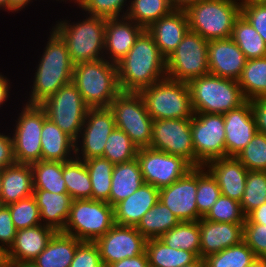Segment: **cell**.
I'll use <instances>...</instances> for the list:
<instances>
[{"label":"cell","mask_w":266,"mask_h":267,"mask_svg":"<svg viewBox=\"0 0 266 267\" xmlns=\"http://www.w3.org/2000/svg\"><path fill=\"white\" fill-rule=\"evenodd\" d=\"M239 0H199L185 9L189 30L207 41L231 37L241 15Z\"/></svg>","instance_id":"cell-5"},{"label":"cell","mask_w":266,"mask_h":267,"mask_svg":"<svg viewBox=\"0 0 266 267\" xmlns=\"http://www.w3.org/2000/svg\"><path fill=\"white\" fill-rule=\"evenodd\" d=\"M85 17L82 21L72 23L66 19L58 20L52 26L65 42L74 65L104 59L106 19L88 14Z\"/></svg>","instance_id":"cell-3"},{"label":"cell","mask_w":266,"mask_h":267,"mask_svg":"<svg viewBox=\"0 0 266 267\" xmlns=\"http://www.w3.org/2000/svg\"><path fill=\"white\" fill-rule=\"evenodd\" d=\"M236 158L248 171H266V135L257 132Z\"/></svg>","instance_id":"cell-45"},{"label":"cell","mask_w":266,"mask_h":267,"mask_svg":"<svg viewBox=\"0 0 266 267\" xmlns=\"http://www.w3.org/2000/svg\"><path fill=\"white\" fill-rule=\"evenodd\" d=\"M118 84L122 92H139L166 75V58L152 36L144 30L127 55L117 63Z\"/></svg>","instance_id":"cell-1"},{"label":"cell","mask_w":266,"mask_h":267,"mask_svg":"<svg viewBox=\"0 0 266 267\" xmlns=\"http://www.w3.org/2000/svg\"><path fill=\"white\" fill-rule=\"evenodd\" d=\"M237 81L247 101L266 97V57L247 60Z\"/></svg>","instance_id":"cell-36"},{"label":"cell","mask_w":266,"mask_h":267,"mask_svg":"<svg viewBox=\"0 0 266 267\" xmlns=\"http://www.w3.org/2000/svg\"><path fill=\"white\" fill-rule=\"evenodd\" d=\"M0 267H17V264L6 260Z\"/></svg>","instance_id":"cell-65"},{"label":"cell","mask_w":266,"mask_h":267,"mask_svg":"<svg viewBox=\"0 0 266 267\" xmlns=\"http://www.w3.org/2000/svg\"><path fill=\"white\" fill-rule=\"evenodd\" d=\"M63 178L72 200L91 199L92 184L83 160L74 157L63 162Z\"/></svg>","instance_id":"cell-37"},{"label":"cell","mask_w":266,"mask_h":267,"mask_svg":"<svg viewBox=\"0 0 266 267\" xmlns=\"http://www.w3.org/2000/svg\"><path fill=\"white\" fill-rule=\"evenodd\" d=\"M69 267H107L100 257L95 242L82 241L76 248L74 258Z\"/></svg>","instance_id":"cell-50"},{"label":"cell","mask_w":266,"mask_h":267,"mask_svg":"<svg viewBox=\"0 0 266 267\" xmlns=\"http://www.w3.org/2000/svg\"><path fill=\"white\" fill-rule=\"evenodd\" d=\"M145 252L149 267H182L198 258L193 252L167 246L159 238L148 239Z\"/></svg>","instance_id":"cell-32"},{"label":"cell","mask_w":266,"mask_h":267,"mask_svg":"<svg viewBox=\"0 0 266 267\" xmlns=\"http://www.w3.org/2000/svg\"><path fill=\"white\" fill-rule=\"evenodd\" d=\"M194 113L225 114L244 104L237 80L204 75L188 82Z\"/></svg>","instance_id":"cell-6"},{"label":"cell","mask_w":266,"mask_h":267,"mask_svg":"<svg viewBox=\"0 0 266 267\" xmlns=\"http://www.w3.org/2000/svg\"><path fill=\"white\" fill-rule=\"evenodd\" d=\"M223 116L226 157H236L258 132L250 100Z\"/></svg>","instance_id":"cell-19"},{"label":"cell","mask_w":266,"mask_h":267,"mask_svg":"<svg viewBox=\"0 0 266 267\" xmlns=\"http://www.w3.org/2000/svg\"><path fill=\"white\" fill-rule=\"evenodd\" d=\"M266 202V171H248L243 197L242 211L247 216Z\"/></svg>","instance_id":"cell-44"},{"label":"cell","mask_w":266,"mask_h":267,"mask_svg":"<svg viewBox=\"0 0 266 267\" xmlns=\"http://www.w3.org/2000/svg\"><path fill=\"white\" fill-rule=\"evenodd\" d=\"M116 128L124 131L140 148L150 147L153 119L147 112L139 92H120L110 103Z\"/></svg>","instance_id":"cell-9"},{"label":"cell","mask_w":266,"mask_h":267,"mask_svg":"<svg viewBox=\"0 0 266 267\" xmlns=\"http://www.w3.org/2000/svg\"><path fill=\"white\" fill-rule=\"evenodd\" d=\"M56 1H60V3H61L62 1H63V2L65 1V3H66L67 1H69V2L71 1V2H74L75 4H76V2H77V0H56Z\"/></svg>","instance_id":"cell-67"},{"label":"cell","mask_w":266,"mask_h":267,"mask_svg":"<svg viewBox=\"0 0 266 267\" xmlns=\"http://www.w3.org/2000/svg\"><path fill=\"white\" fill-rule=\"evenodd\" d=\"M243 241L257 258L266 259V225L245 222L243 224Z\"/></svg>","instance_id":"cell-49"},{"label":"cell","mask_w":266,"mask_h":267,"mask_svg":"<svg viewBox=\"0 0 266 267\" xmlns=\"http://www.w3.org/2000/svg\"><path fill=\"white\" fill-rule=\"evenodd\" d=\"M204 167L215 178L221 195L241 201L248 170L236 157L214 159L207 162Z\"/></svg>","instance_id":"cell-23"},{"label":"cell","mask_w":266,"mask_h":267,"mask_svg":"<svg viewBox=\"0 0 266 267\" xmlns=\"http://www.w3.org/2000/svg\"><path fill=\"white\" fill-rule=\"evenodd\" d=\"M108 267H149L147 254L142 253L132 258H125L109 265Z\"/></svg>","instance_id":"cell-55"},{"label":"cell","mask_w":266,"mask_h":267,"mask_svg":"<svg viewBox=\"0 0 266 267\" xmlns=\"http://www.w3.org/2000/svg\"><path fill=\"white\" fill-rule=\"evenodd\" d=\"M33 171L30 164L14 163L2 170L1 205L7 206L33 195Z\"/></svg>","instance_id":"cell-27"},{"label":"cell","mask_w":266,"mask_h":267,"mask_svg":"<svg viewBox=\"0 0 266 267\" xmlns=\"http://www.w3.org/2000/svg\"><path fill=\"white\" fill-rule=\"evenodd\" d=\"M12 132L16 163L32 164L41 160V131L47 119L40 105L24 104Z\"/></svg>","instance_id":"cell-12"},{"label":"cell","mask_w":266,"mask_h":267,"mask_svg":"<svg viewBox=\"0 0 266 267\" xmlns=\"http://www.w3.org/2000/svg\"><path fill=\"white\" fill-rule=\"evenodd\" d=\"M246 62L244 53L231 38L208 41L209 74L238 80Z\"/></svg>","instance_id":"cell-21"},{"label":"cell","mask_w":266,"mask_h":267,"mask_svg":"<svg viewBox=\"0 0 266 267\" xmlns=\"http://www.w3.org/2000/svg\"><path fill=\"white\" fill-rule=\"evenodd\" d=\"M173 10L168 0H131L129 7H126V17L146 30Z\"/></svg>","instance_id":"cell-39"},{"label":"cell","mask_w":266,"mask_h":267,"mask_svg":"<svg viewBox=\"0 0 266 267\" xmlns=\"http://www.w3.org/2000/svg\"><path fill=\"white\" fill-rule=\"evenodd\" d=\"M33 197L39 207L43 225L62 232L70 213L72 198L68 193H53L45 190H34Z\"/></svg>","instance_id":"cell-28"},{"label":"cell","mask_w":266,"mask_h":267,"mask_svg":"<svg viewBox=\"0 0 266 267\" xmlns=\"http://www.w3.org/2000/svg\"><path fill=\"white\" fill-rule=\"evenodd\" d=\"M206 267H249L256 255L244 241L204 258Z\"/></svg>","instance_id":"cell-41"},{"label":"cell","mask_w":266,"mask_h":267,"mask_svg":"<svg viewBox=\"0 0 266 267\" xmlns=\"http://www.w3.org/2000/svg\"><path fill=\"white\" fill-rule=\"evenodd\" d=\"M153 120L186 119L194 115L187 82L168 77L139 91Z\"/></svg>","instance_id":"cell-7"},{"label":"cell","mask_w":266,"mask_h":267,"mask_svg":"<svg viewBox=\"0 0 266 267\" xmlns=\"http://www.w3.org/2000/svg\"><path fill=\"white\" fill-rule=\"evenodd\" d=\"M221 195V190L211 173L204 166L197 167L196 204L198 221L205 217Z\"/></svg>","instance_id":"cell-43"},{"label":"cell","mask_w":266,"mask_h":267,"mask_svg":"<svg viewBox=\"0 0 266 267\" xmlns=\"http://www.w3.org/2000/svg\"><path fill=\"white\" fill-rule=\"evenodd\" d=\"M115 128L114 115L109 107L89 108L79 137L75 140V157L83 161L103 157L106 140Z\"/></svg>","instance_id":"cell-16"},{"label":"cell","mask_w":266,"mask_h":267,"mask_svg":"<svg viewBox=\"0 0 266 267\" xmlns=\"http://www.w3.org/2000/svg\"><path fill=\"white\" fill-rule=\"evenodd\" d=\"M16 230L31 228L42 224L39 207L32 196L7 205Z\"/></svg>","instance_id":"cell-46"},{"label":"cell","mask_w":266,"mask_h":267,"mask_svg":"<svg viewBox=\"0 0 266 267\" xmlns=\"http://www.w3.org/2000/svg\"><path fill=\"white\" fill-rule=\"evenodd\" d=\"M257 131L266 135V97L250 100Z\"/></svg>","instance_id":"cell-54"},{"label":"cell","mask_w":266,"mask_h":267,"mask_svg":"<svg viewBox=\"0 0 266 267\" xmlns=\"http://www.w3.org/2000/svg\"><path fill=\"white\" fill-rule=\"evenodd\" d=\"M159 239L171 248L193 252L200 257L199 221L179 222Z\"/></svg>","instance_id":"cell-38"},{"label":"cell","mask_w":266,"mask_h":267,"mask_svg":"<svg viewBox=\"0 0 266 267\" xmlns=\"http://www.w3.org/2000/svg\"><path fill=\"white\" fill-rule=\"evenodd\" d=\"M240 4H266V0H239Z\"/></svg>","instance_id":"cell-62"},{"label":"cell","mask_w":266,"mask_h":267,"mask_svg":"<svg viewBox=\"0 0 266 267\" xmlns=\"http://www.w3.org/2000/svg\"><path fill=\"white\" fill-rule=\"evenodd\" d=\"M15 163L11 133H0V171Z\"/></svg>","instance_id":"cell-53"},{"label":"cell","mask_w":266,"mask_h":267,"mask_svg":"<svg viewBox=\"0 0 266 267\" xmlns=\"http://www.w3.org/2000/svg\"><path fill=\"white\" fill-rule=\"evenodd\" d=\"M143 184L144 179L137 158L129 162L114 164L109 204L114 207Z\"/></svg>","instance_id":"cell-30"},{"label":"cell","mask_w":266,"mask_h":267,"mask_svg":"<svg viewBox=\"0 0 266 267\" xmlns=\"http://www.w3.org/2000/svg\"><path fill=\"white\" fill-rule=\"evenodd\" d=\"M146 30L152 36L161 54L167 58L189 30L186 12L174 9L170 14L151 24Z\"/></svg>","instance_id":"cell-25"},{"label":"cell","mask_w":266,"mask_h":267,"mask_svg":"<svg viewBox=\"0 0 266 267\" xmlns=\"http://www.w3.org/2000/svg\"><path fill=\"white\" fill-rule=\"evenodd\" d=\"M246 223H258L266 225V202L251 211L245 219Z\"/></svg>","instance_id":"cell-56"},{"label":"cell","mask_w":266,"mask_h":267,"mask_svg":"<svg viewBox=\"0 0 266 267\" xmlns=\"http://www.w3.org/2000/svg\"><path fill=\"white\" fill-rule=\"evenodd\" d=\"M16 229L14 227L10 210L7 206H0V246L8 250L14 243Z\"/></svg>","instance_id":"cell-52"},{"label":"cell","mask_w":266,"mask_h":267,"mask_svg":"<svg viewBox=\"0 0 266 267\" xmlns=\"http://www.w3.org/2000/svg\"><path fill=\"white\" fill-rule=\"evenodd\" d=\"M182 267H206V262L205 259L202 257H198L196 260L193 262L186 264Z\"/></svg>","instance_id":"cell-60"},{"label":"cell","mask_w":266,"mask_h":267,"mask_svg":"<svg viewBox=\"0 0 266 267\" xmlns=\"http://www.w3.org/2000/svg\"><path fill=\"white\" fill-rule=\"evenodd\" d=\"M136 158L144 183L158 189L170 186L193 168L182 157L150 147L140 148Z\"/></svg>","instance_id":"cell-14"},{"label":"cell","mask_w":266,"mask_h":267,"mask_svg":"<svg viewBox=\"0 0 266 267\" xmlns=\"http://www.w3.org/2000/svg\"><path fill=\"white\" fill-rule=\"evenodd\" d=\"M84 162L92 184L91 199L109 204L114 164L104 157L90 158Z\"/></svg>","instance_id":"cell-40"},{"label":"cell","mask_w":266,"mask_h":267,"mask_svg":"<svg viewBox=\"0 0 266 267\" xmlns=\"http://www.w3.org/2000/svg\"><path fill=\"white\" fill-rule=\"evenodd\" d=\"M81 242L74 236L56 232L32 263L36 267H69Z\"/></svg>","instance_id":"cell-31"},{"label":"cell","mask_w":266,"mask_h":267,"mask_svg":"<svg viewBox=\"0 0 266 267\" xmlns=\"http://www.w3.org/2000/svg\"><path fill=\"white\" fill-rule=\"evenodd\" d=\"M144 30L143 27L126 16L106 19L104 58L117 64L127 55Z\"/></svg>","instance_id":"cell-20"},{"label":"cell","mask_w":266,"mask_h":267,"mask_svg":"<svg viewBox=\"0 0 266 267\" xmlns=\"http://www.w3.org/2000/svg\"><path fill=\"white\" fill-rule=\"evenodd\" d=\"M114 207L93 199L72 200L62 233L80 241L95 242L114 225Z\"/></svg>","instance_id":"cell-8"},{"label":"cell","mask_w":266,"mask_h":267,"mask_svg":"<svg viewBox=\"0 0 266 267\" xmlns=\"http://www.w3.org/2000/svg\"><path fill=\"white\" fill-rule=\"evenodd\" d=\"M204 218L212 222L245 223L246 216L240 202L220 195Z\"/></svg>","instance_id":"cell-48"},{"label":"cell","mask_w":266,"mask_h":267,"mask_svg":"<svg viewBox=\"0 0 266 267\" xmlns=\"http://www.w3.org/2000/svg\"><path fill=\"white\" fill-rule=\"evenodd\" d=\"M55 233L54 229L43 224L17 230L14 243L6 251L7 261L15 264L32 262Z\"/></svg>","instance_id":"cell-24"},{"label":"cell","mask_w":266,"mask_h":267,"mask_svg":"<svg viewBox=\"0 0 266 267\" xmlns=\"http://www.w3.org/2000/svg\"><path fill=\"white\" fill-rule=\"evenodd\" d=\"M247 60L266 57V43L249 21L241 14L235 21L230 37Z\"/></svg>","instance_id":"cell-34"},{"label":"cell","mask_w":266,"mask_h":267,"mask_svg":"<svg viewBox=\"0 0 266 267\" xmlns=\"http://www.w3.org/2000/svg\"><path fill=\"white\" fill-rule=\"evenodd\" d=\"M195 167L226 157L223 114L194 113L191 118Z\"/></svg>","instance_id":"cell-13"},{"label":"cell","mask_w":266,"mask_h":267,"mask_svg":"<svg viewBox=\"0 0 266 267\" xmlns=\"http://www.w3.org/2000/svg\"><path fill=\"white\" fill-rule=\"evenodd\" d=\"M75 157V140L48 118L41 131V160L66 162Z\"/></svg>","instance_id":"cell-29"},{"label":"cell","mask_w":266,"mask_h":267,"mask_svg":"<svg viewBox=\"0 0 266 267\" xmlns=\"http://www.w3.org/2000/svg\"><path fill=\"white\" fill-rule=\"evenodd\" d=\"M7 260L6 258V250H4L1 246H0V266Z\"/></svg>","instance_id":"cell-64"},{"label":"cell","mask_w":266,"mask_h":267,"mask_svg":"<svg viewBox=\"0 0 266 267\" xmlns=\"http://www.w3.org/2000/svg\"><path fill=\"white\" fill-rule=\"evenodd\" d=\"M249 267H266V259L257 258Z\"/></svg>","instance_id":"cell-61"},{"label":"cell","mask_w":266,"mask_h":267,"mask_svg":"<svg viewBox=\"0 0 266 267\" xmlns=\"http://www.w3.org/2000/svg\"><path fill=\"white\" fill-rule=\"evenodd\" d=\"M40 106L49 120L74 140L78 139L89 107L72 82L62 86Z\"/></svg>","instance_id":"cell-11"},{"label":"cell","mask_w":266,"mask_h":267,"mask_svg":"<svg viewBox=\"0 0 266 267\" xmlns=\"http://www.w3.org/2000/svg\"><path fill=\"white\" fill-rule=\"evenodd\" d=\"M150 148L182 157L195 167L191 118L154 120Z\"/></svg>","instance_id":"cell-15"},{"label":"cell","mask_w":266,"mask_h":267,"mask_svg":"<svg viewBox=\"0 0 266 267\" xmlns=\"http://www.w3.org/2000/svg\"><path fill=\"white\" fill-rule=\"evenodd\" d=\"M72 83L89 108H107L121 92L117 64L105 58L74 65Z\"/></svg>","instance_id":"cell-4"},{"label":"cell","mask_w":266,"mask_h":267,"mask_svg":"<svg viewBox=\"0 0 266 267\" xmlns=\"http://www.w3.org/2000/svg\"><path fill=\"white\" fill-rule=\"evenodd\" d=\"M106 142L103 157L113 164L129 162L137 157L138 147L118 128L110 133Z\"/></svg>","instance_id":"cell-42"},{"label":"cell","mask_w":266,"mask_h":267,"mask_svg":"<svg viewBox=\"0 0 266 267\" xmlns=\"http://www.w3.org/2000/svg\"><path fill=\"white\" fill-rule=\"evenodd\" d=\"M33 0H9V13H16L26 8Z\"/></svg>","instance_id":"cell-58"},{"label":"cell","mask_w":266,"mask_h":267,"mask_svg":"<svg viewBox=\"0 0 266 267\" xmlns=\"http://www.w3.org/2000/svg\"><path fill=\"white\" fill-rule=\"evenodd\" d=\"M197 167L170 186L159 189V201L167 206L182 221H198L196 204Z\"/></svg>","instance_id":"cell-18"},{"label":"cell","mask_w":266,"mask_h":267,"mask_svg":"<svg viewBox=\"0 0 266 267\" xmlns=\"http://www.w3.org/2000/svg\"><path fill=\"white\" fill-rule=\"evenodd\" d=\"M208 74V41L188 30L177 48L166 58V75L172 80L188 83Z\"/></svg>","instance_id":"cell-10"},{"label":"cell","mask_w":266,"mask_h":267,"mask_svg":"<svg viewBox=\"0 0 266 267\" xmlns=\"http://www.w3.org/2000/svg\"><path fill=\"white\" fill-rule=\"evenodd\" d=\"M129 3L130 0L128 3L127 0H77L76 2L79 9L86 14L105 19L125 17L127 14L125 6L129 7Z\"/></svg>","instance_id":"cell-47"},{"label":"cell","mask_w":266,"mask_h":267,"mask_svg":"<svg viewBox=\"0 0 266 267\" xmlns=\"http://www.w3.org/2000/svg\"><path fill=\"white\" fill-rule=\"evenodd\" d=\"M50 30L43 54L35 67L33 86L26 104L40 105L62 86L72 82L74 63L66 44L53 29Z\"/></svg>","instance_id":"cell-2"},{"label":"cell","mask_w":266,"mask_h":267,"mask_svg":"<svg viewBox=\"0 0 266 267\" xmlns=\"http://www.w3.org/2000/svg\"><path fill=\"white\" fill-rule=\"evenodd\" d=\"M180 220L163 203L158 201L148 212L144 214L135 228L147 240L160 238Z\"/></svg>","instance_id":"cell-33"},{"label":"cell","mask_w":266,"mask_h":267,"mask_svg":"<svg viewBox=\"0 0 266 267\" xmlns=\"http://www.w3.org/2000/svg\"><path fill=\"white\" fill-rule=\"evenodd\" d=\"M17 267H36L32 262L30 263H19Z\"/></svg>","instance_id":"cell-66"},{"label":"cell","mask_w":266,"mask_h":267,"mask_svg":"<svg viewBox=\"0 0 266 267\" xmlns=\"http://www.w3.org/2000/svg\"><path fill=\"white\" fill-rule=\"evenodd\" d=\"M95 243L99 248L101 261L108 267L114 262L145 253L147 239L135 226L114 224Z\"/></svg>","instance_id":"cell-17"},{"label":"cell","mask_w":266,"mask_h":267,"mask_svg":"<svg viewBox=\"0 0 266 267\" xmlns=\"http://www.w3.org/2000/svg\"><path fill=\"white\" fill-rule=\"evenodd\" d=\"M159 201V189L144 183L132 195L114 206V223L136 226L146 212Z\"/></svg>","instance_id":"cell-26"},{"label":"cell","mask_w":266,"mask_h":267,"mask_svg":"<svg viewBox=\"0 0 266 267\" xmlns=\"http://www.w3.org/2000/svg\"><path fill=\"white\" fill-rule=\"evenodd\" d=\"M31 165L34 190L68 193L63 178V162L40 160Z\"/></svg>","instance_id":"cell-35"},{"label":"cell","mask_w":266,"mask_h":267,"mask_svg":"<svg viewBox=\"0 0 266 267\" xmlns=\"http://www.w3.org/2000/svg\"><path fill=\"white\" fill-rule=\"evenodd\" d=\"M9 12V0H0V10Z\"/></svg>","instance_id":"cell-63"},{"label":"cell","mask_w":266,"mask_h":267,"mask_svg":"<svg viewBox=\"0 0 266 267\" xmlns=\"http://www.w3.org/2000/svg\"><path fill=\"white\" fill-rule=\"evenodd\" d=\"M10 87V80L5 75H2V73H0V108L7 102V99L10 97Z\"/></svg>","instance_id":"cell-57"},{"label":"cell","mask_w":266,"mask_h":267,"mask_svg":"<svg viewBox=\"0 0 266 267\" xmlns=\"http://www.w3.org/2000/svg\"><path fill=\"white\" fill-rule=\"evenodd\" d=\"M244 223L199 220L200 257L206 258L243 241Z\"/></svg>","instance_id":"cell-22"},{"label":"cell","mask_w":266,"mask_h":267,"mask_svg":"<svg viewBox=\"0 0 266 267\" xmlns=\"http://www.w3.org/2000/svg\"><path fill=\"white\" fill-rule=\"evenodd\" d=\"M176 10H185L188 6L195 4L199 0H168Z\"/></svg>","instance_id":"cell-59"},{"label":"cell","mask_w":266,"mask_h":267,"mask_svg":"<svg viewBox=\"0 0 266 267\" xmlns=\"http://www.w3.org/2000/svg\"><path fill=\"white\" fill-rule=\"evenodd\" d=\"M2 171H0V195H1Z\"/></svg>","instance_id":"cell-68"},{"label":"cell","mask_w":266,"mask_h":267,"mask_svg":"<svg viewBox=\"0 0 266 267\" xmlns=\"http://www.w3.org/2000/svg\"><path fill=\"white\" fill-rule=\"evenodd\" d=\"M241 14L266 43V4H241Z\"/></svg>","instance_id":"cell-51"}]
</instances>
